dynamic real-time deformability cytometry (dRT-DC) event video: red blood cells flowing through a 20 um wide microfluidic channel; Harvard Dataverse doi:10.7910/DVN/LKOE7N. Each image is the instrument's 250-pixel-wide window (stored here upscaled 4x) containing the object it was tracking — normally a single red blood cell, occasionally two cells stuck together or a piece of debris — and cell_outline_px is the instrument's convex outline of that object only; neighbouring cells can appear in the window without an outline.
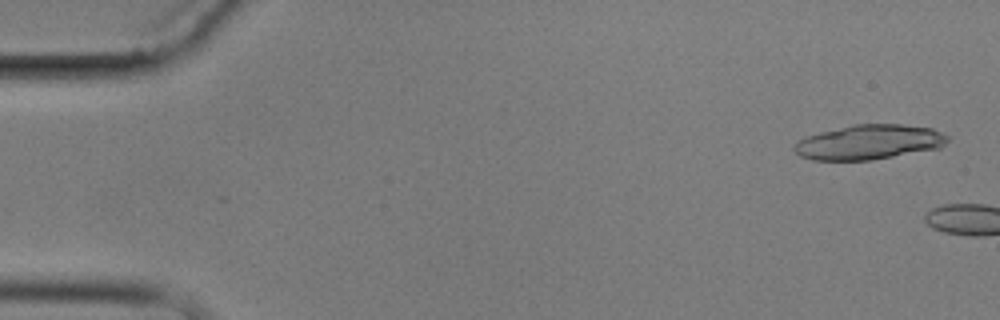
{"species": "common noctule bat (a hibernating species)", "species_latin": "Nyctalus noctula", "temperature_condition": "cold", "stored_images_in_passage": 2, "camera_frame_rate_fps": 3000, "um_per_image_px": 0.085, "animal": {"sex": "male", "body_mass_g": 17.9}, "frame": {"image": 1, "passage_image": 1, "time_ms": 0.0, "image_size_px": [1000, 320], "cell_outline_px": [[948, 140], [940, 148], [872, 160], [812, 160], [800, 156], [792, 148], [800, 140], [808, 136], [820, 132], [852, 124], [900, 124], [932, 128], [948, 136]], "centroid_in_image_um": [73.87, 12.08], "position_along_channel_um": 11.1, "area_um2": 30.92}}